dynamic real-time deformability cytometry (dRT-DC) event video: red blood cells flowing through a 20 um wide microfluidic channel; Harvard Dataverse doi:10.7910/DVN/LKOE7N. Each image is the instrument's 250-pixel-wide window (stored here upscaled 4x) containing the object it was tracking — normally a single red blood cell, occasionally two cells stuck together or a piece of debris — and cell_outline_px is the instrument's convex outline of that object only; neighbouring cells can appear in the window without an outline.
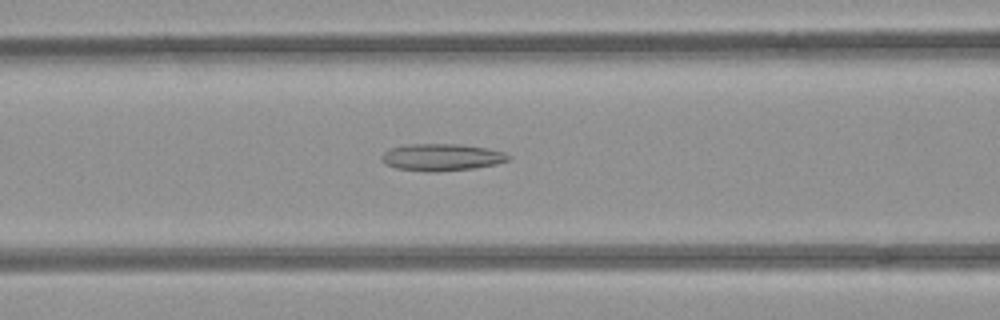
{"species": "common noctule bat (a hibernating species)", "species_latin": "Nyctalus noctula", "temperature_condition": "room temperature", "stored_images_in_passage": 21, "camera_frame_rate_fps": 3000, "um_per_image_px": 0.085, "animal": {"sex": "female", "body_mass_g": 21.9}, "frame": {"image": 1, "passage_image": 21, "time_ms": 6.667, "image_size_px": [1000, 320], "cell_outline_px": [[508, 160], [496, 164], [476, 168], [436, 172], [428, 172], [396, 168], [384, 164], [380, 160], [384, 152], [392, 148], [408, 144], [460, 144], [488, 148], [504, 152], [508, 156]], "centroid_in_image_um": [37.52, 13.37], "position_along_channel_um": 129.1, "area_um2": 20.0}}